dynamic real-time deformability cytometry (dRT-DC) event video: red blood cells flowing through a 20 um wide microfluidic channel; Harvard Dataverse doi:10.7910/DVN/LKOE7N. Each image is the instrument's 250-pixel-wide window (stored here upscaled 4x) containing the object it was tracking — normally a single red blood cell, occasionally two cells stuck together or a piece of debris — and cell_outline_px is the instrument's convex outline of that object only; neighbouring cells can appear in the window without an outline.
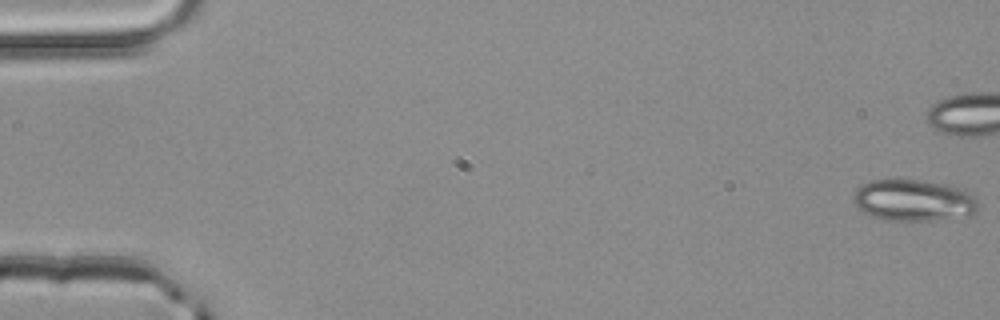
{"species": "common noctule bat (a hibernating species)", "species_latin": "Nyctalus noctula", "temperature_condition": "room temperature", "stored_images_in_passage": 41, "camera_frame_rate_fps": 3000, "um_per_image_px": 0.085, "animal": {"sex": "male", "body_mass_g": 20.4}, "frame": {"image": 1, "passage_image": 1, "time_ms": 0.0, "image_size_px": [1000, 320], "cell_outline_px": [[980, 204], [976, 212], [972, 216], [936, 220], [884, 220], [872, 216], [864, 212], [852, 200], [852, 196], [856, 188], [872, 180], [916, 180], [948, 184], [964, 188], [972, 192], [976, 196]], "centroid_in_image_um": [77.75, 17.03], "position_along_channel_um": 7.3, "area_um2": 30.69}}